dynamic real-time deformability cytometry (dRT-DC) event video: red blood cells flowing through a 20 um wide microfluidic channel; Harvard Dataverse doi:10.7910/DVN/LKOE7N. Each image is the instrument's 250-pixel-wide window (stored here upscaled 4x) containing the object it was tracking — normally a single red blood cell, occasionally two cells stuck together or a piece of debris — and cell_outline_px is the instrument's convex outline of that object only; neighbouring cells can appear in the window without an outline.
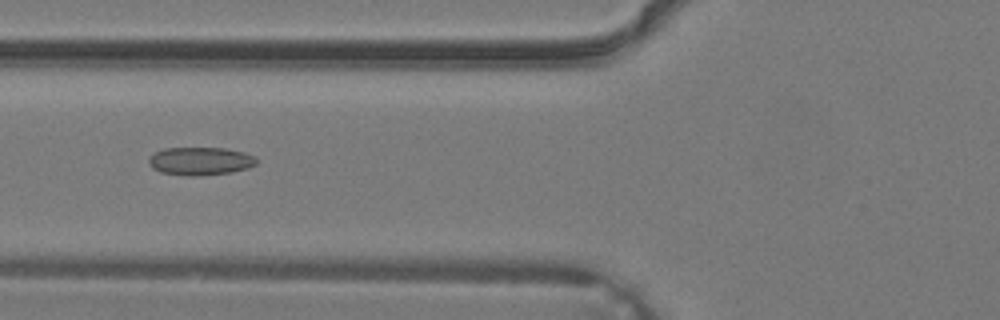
{"species": "common noctule bat (a hibernating species)", "species_latin": "Nyctalus noctula", "temperature_condition": "warm", "stored_images_in_passage": 11, "camera_frame_rate_fps": 3000, "um_per_image_px": 0.085, "animal": {"sex": "male", "body_mass_g": 19.2, "forearm_length_mm": 51.8}, "frame": {"image": 1, "passage_image": 6, "time_ms": 1.667, "image_size_px": [1000, 320], "cell_outline_px": [[256, 164], [248, 168], [232, 172], [200, 176], [188, 176], [160, 172], [152, 168], [148, 164], [148, 156], [152, 152], [164, 148], [224, 148], [244, 152], [252, 156], [256, 160]], "centroid_in_image_um": [16.96, 13.69], "position_along_channel_um": 108.8, "area_um2": 17.8}}
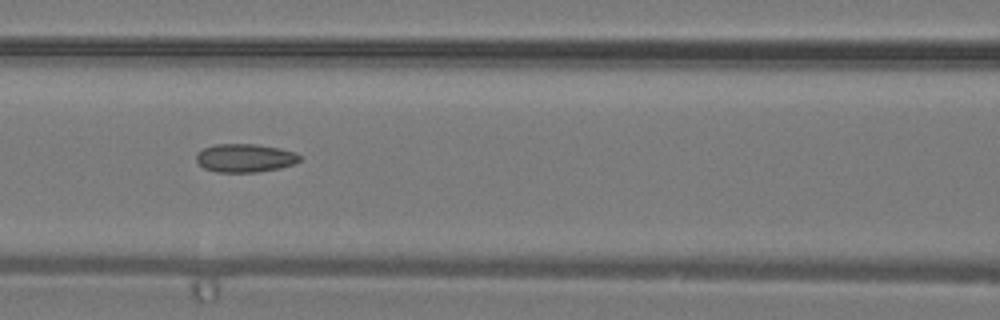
{"frame": {"image": 2, "passage_image": 8, "time_ms": 2.333, "image_size_px": [1000, 320], "cell_outline_px": [[300, 160], [296, 164], [280, 168], [256, 172], [216, 172], [204, 168], [196, 160], [196, 152], [204, 148], [216, 144], [256, 144], [280, 148], [296, 152], [300, 156]], "centroid_in_image_um": [20.84, 13.43], "position_along_channel_um": 145.8, "area_um2": 17.22}}
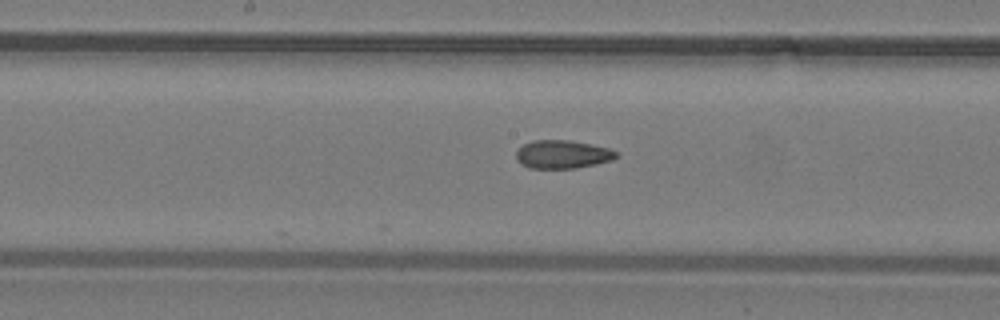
{"frame": {"image": 3, "passage_image": 11, "time_ms": 3.333, "image_size_px": [1000, 320], "cell_outline_px": [[620, 156], [612, 160], [596, 164], [576, 168], [528, 168], [520, 164], [516, 160], [516, 152], [524, 144], [532, 140], [568, 140], [592, 144], [608, 148], [620, 152]], "centroid_in_image_um": [47.84, 13.12], "position_along_channel_um": 200.4, "area_um2": 16.7}}